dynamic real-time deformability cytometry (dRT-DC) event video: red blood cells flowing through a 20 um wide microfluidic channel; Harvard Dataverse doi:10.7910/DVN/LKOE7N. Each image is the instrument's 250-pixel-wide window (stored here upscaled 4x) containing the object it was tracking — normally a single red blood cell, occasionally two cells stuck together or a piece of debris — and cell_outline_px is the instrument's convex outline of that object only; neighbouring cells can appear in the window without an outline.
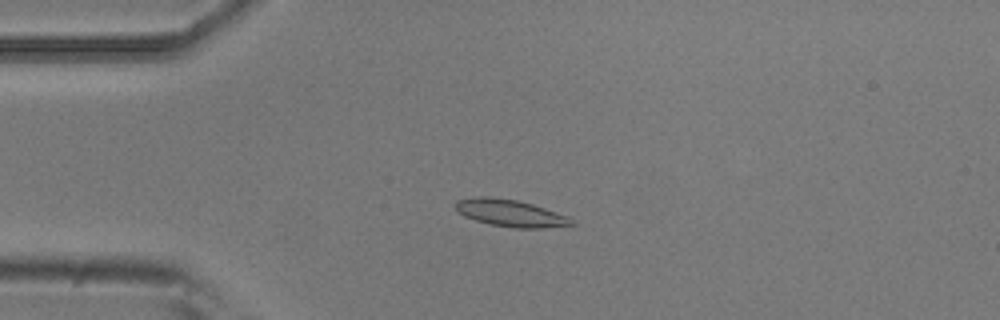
{"species": "common noctule bat (a hibernating species)", "species_latin": "Nyctalus noctula", "temperature_condition": "room temperature", "stored_images_in_passage": 6, "camera_frame_rate_fps": 3000, "um_per_image_px": 0.085, "animal": {"sex": "male", "body_mass_g": 20.5, "forearm_length_mm": 52.5}, "frame": {"image": 1, "passage_image": 3, "time_ms": 0.667, "image_size_px": [1000, 320], "cell_outline_px": [[576, 224], [540, 228], [516, 228], [492, 224], [476, 220], [464, 216], [456, 212], [456, 200], [472, 196], [488, 196], [516, 200], [532, 204], [568, 216]], "centroid_in_image_um": [43.34, 18.1], "position_along_channel_um": 41.7, "area_um2": 18.15}}
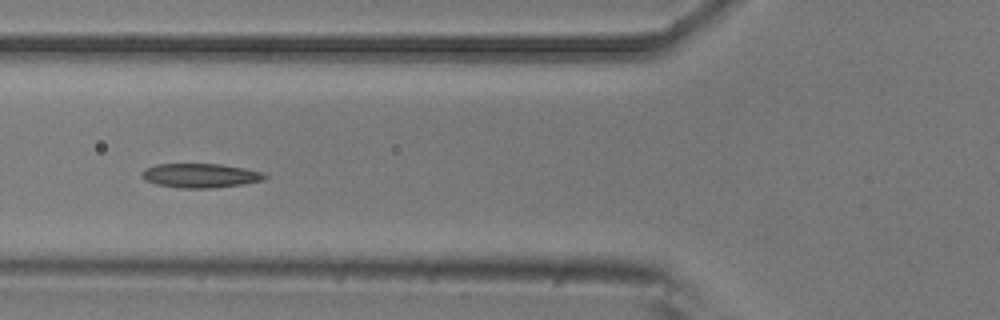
{"frame": {"image": 2, "passage_image": 5, "time_ms": 1.333, "image_size_px": [1000, 320], "cell_outline_px": [[268, 176], [264, 180], [244, 184], [212, 188], [180, 188], [156, 184], [144, 180], [140, 176], [140, 172], [144, 168], [156, 164], [220, 164], [244, 168], [260, 172]], "centroid_in_image_um": [16.98, 14.92], "position_along_channel_um": 108.8, "area_um2": 17.46}}
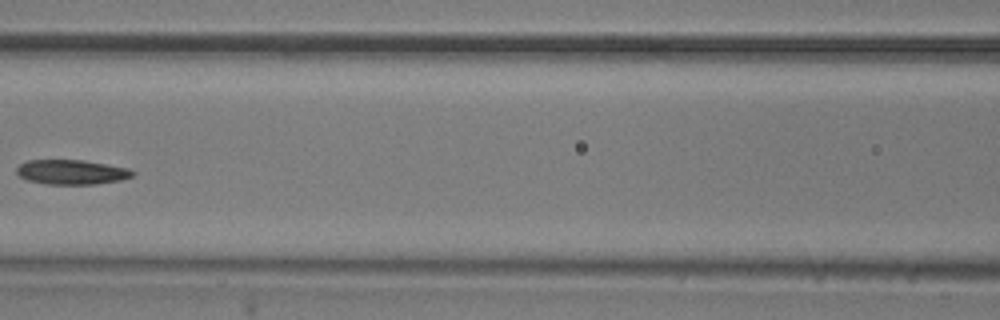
{"frame": {"image": 3, "passage_image": 6, "time_ms": 1.667, "image_size_px": [1000, 320], "cell_outline_px": [[136, 172], [132, 176], [120, 180], [96, 184], [48, 184], [28, 180], [20, 176], [16, 172], [16, 168], [20, 164], [28, 160], [84, 160], [128, 168]], "centroid_in_image_um": [6.09, 14.62], "position_along_channel_um": 160.5, "area_um2": 16.59}}